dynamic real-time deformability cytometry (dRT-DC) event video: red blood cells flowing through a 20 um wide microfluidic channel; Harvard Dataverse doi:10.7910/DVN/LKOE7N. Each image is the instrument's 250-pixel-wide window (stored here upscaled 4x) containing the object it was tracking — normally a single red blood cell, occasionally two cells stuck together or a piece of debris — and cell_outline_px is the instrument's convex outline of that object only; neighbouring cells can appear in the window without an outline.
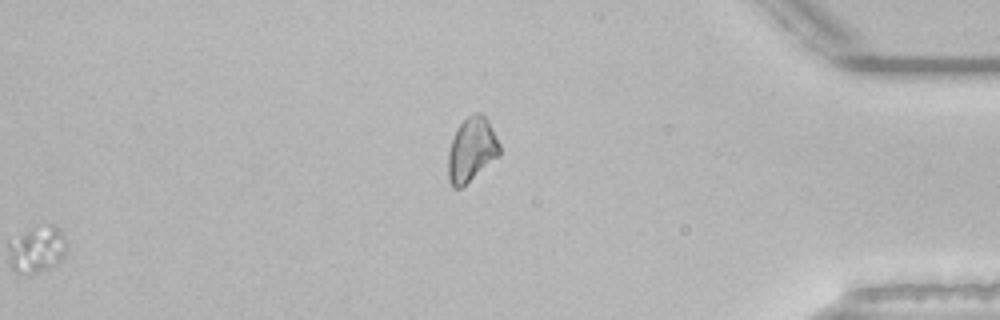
{"species": "common noctule bat (a hibernating species)", "species_latin": "Nyctalus noctula", "temperature_condition": "room temperature", "stored_images_in_passage": 50, "segment_of_instrument_passage": [2, 2], "camera_frame_rate_fps": 3000, "um_per_image_px": 0.085, "animal": {"sex": "male", "body_mass_g": 21.5, "forearm_length_mm": 52.0}, "frame": {"image": 1, "passage_image": 50, "time_ms": 16.333, "image_size_px": [1000, 320], "cell_outline_px": [[500, 156], [460, 188], [452, 188], [448, 180], [448, 152], [456, 128], [472, 112], [480, 112], [488, 120], [500, 144]], "centroid_in_image_um": [40.08, 12.71], "position_along_channel_um": 395.1, "area_um2": 19.31}}